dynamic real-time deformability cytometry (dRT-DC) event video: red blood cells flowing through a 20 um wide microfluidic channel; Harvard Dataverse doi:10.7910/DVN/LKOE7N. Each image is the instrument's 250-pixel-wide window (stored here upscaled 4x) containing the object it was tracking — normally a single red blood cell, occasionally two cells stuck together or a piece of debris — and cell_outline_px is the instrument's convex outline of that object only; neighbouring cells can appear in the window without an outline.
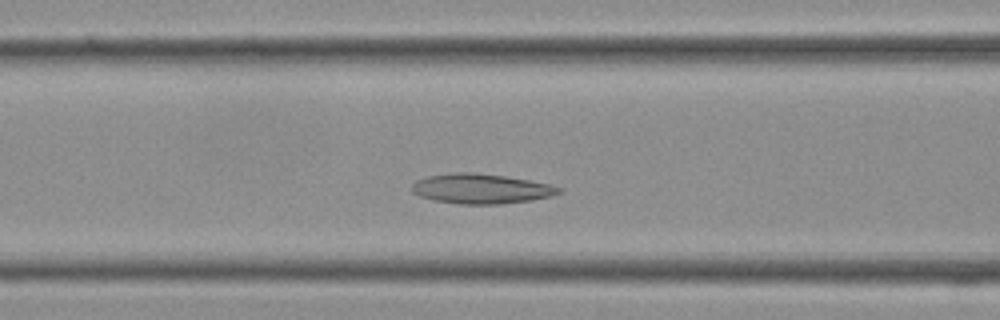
{"species": "Egyptian fruit bat (a non-hibernating species)", "species_latin": "Rousettus aegyptiacus", "temperature_condition": "cold", "stored_images_in_passage": 30, "segment_of_instrument_passage": [1, 2], "camera_frame_rate_fps": 3000, "um_per_image_px": 0.085, "frame": {"image": 1, "passage_image": 6, "time_ms": 1.667, "image_size_px": [1000, 320], "cell_outline_px": [[564, 188], [560, 192], [552, 196], [532, 200], [500, 204], [460, 204], [432, 200], [420, 196], [412, 192], [412, 184], [416, 180], [428, 176], [452, 172], [472, 172], [504, 176], [552, 184]], "centroid_in_image_um": [40.9, 16.04], "position_along_channel_um": 125.7, "area_um2": 25.72}}
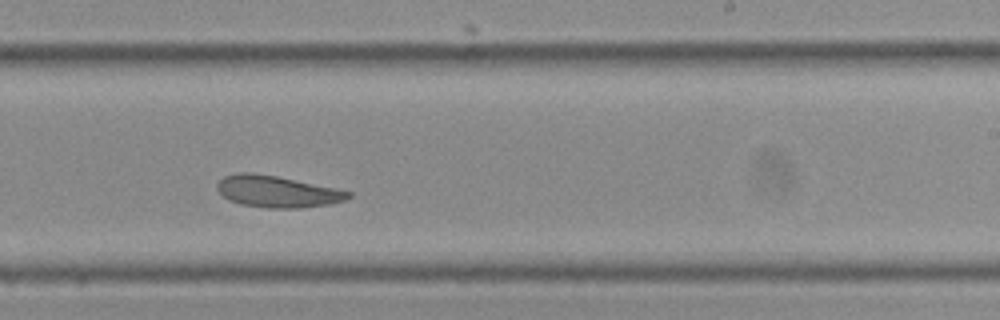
{"frame": {"image": 2, "passage_image": 14, "time_ms": 4.333, "image_size_px": [1000, 320], "cell_outline_px": [[352, 196], [344, 200], [328, 204], [300, 208], [268, 208], [240, 204], [228, 200], [216, 188], [216, 184], [224, 176], [236, 172], [252, 172], [276, 176], [336, 188], [352, 192]], "centroid_in_image_um": [23.53, 16.27], "position_along_channel_um": 265.5, "area_um2": 24.16}}
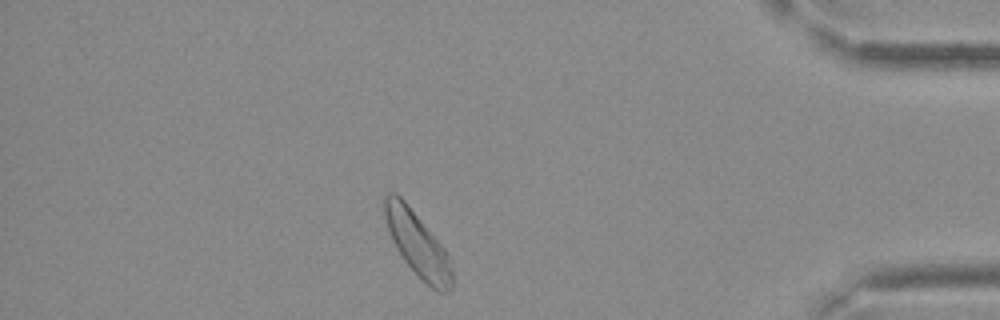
{"frame": {"image": 3, "passage_image": 24, "time_ms": 7.667, "image_size_px": [1000, 320], "cell_outline_px": [[452, 288], [448, 292], [440, 292], [432, 288], [404, 260], [396, 248], [392, 240], [384, 216], [384, 196], [388, 192], [396, 192], [404, 200], [444, 248], [448, 256], [452, 268]], "centroid_in_image_um": [35.48, 20.73], "position_along_channel_um": 399.7, "area_um2": 24.74}}